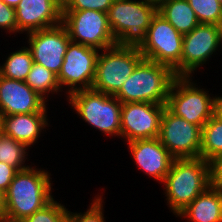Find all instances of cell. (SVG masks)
Wrapping results in <instances>:
<instances>
[{"instance_id": "cell-35", "label": "cell", "mask_w": 222, "mask_h": 222, "mask_svg": "<svg viewBox=\"0 0 222 222\" xmlns=\"http://www.w3.org/2000/svg\"><path fill=\"white\" fill-rule=\"evenodd\" d=\"M145 1L159 7L162 3L168 0H145Z\"/></svg>"}, {"instance_id": "cell-10", "label": "cell", "mask_w": 222, "mask_h": 222, "mask_svg": "<svg viewBox=\"0 0 222 222\" xmlns=\"http://www.w3.org/2000/svg\"><path fill=\"white\" fill-rule=\"evenodd\" d=\"M201 136V127L173 114L165 106L158 138L175 159L200 157Z\"/></svg>"}, {"instance_id": "cell-12", "label": "cell", "mask_w": 222, "mask_h": 222, "mask_svg": "<svg viewBox=\"0 0 222 222\" xmlns=\"http://www.w3.org/2000/svg\"><path fill=\"white\" fill-rule=\"evenodd\" d=\"M166 104L122 103L120 137L127 142L158 138Z\"/></svg>"}, {"instance_id": "cell-2", "label": "cell", "mask_w": 222, "mask_h": 222, "mask_svg": "<svg viewBox=\"0 0 222 222\" xmlns=\"http://www.w3.org/2000/svg\"><path fill=\"white\" fill-rule=\"evenodd\" d=\"M162 183L168 207L178 215L211 185L210 162L201 157L174 159Z\"/></svg>"}, {"instance_id": "cell-22", "label": "cell", "mask_w": 222, "mask_h": 222, "mask_svg": "<svg viewBox=\"0 0 222 222\" xmlns=\"http://www.w3.org/2000/svg\"><path fill=\"white\" fill-rule=\"evenodd\" d=\"M24 48V49H23ZM33 64V56L28 47L12 52L5 63L0 65V75L18 81L26 80Z\"/></svg>"}, {"instance_id": "cell-30", "label": "cell", "mask_w": 222, "mask_h": 222, "mask_svg": "<svg viewBox=\"0 0 222 222\" xmlns=\"http://www.w3.org/2000/svg\"><path fill=\"white\" fill-rule=\"evenodd\" d=\"M18 171L4 163V162H0V190L3 191L4 193L7 191L10 183L12 182L15 174Z\"/></svg>"}, {"instance_id": "cell-21", "label": "cell", "mask_w": 222, "mask_h": 222, "mask_svg": "<svg viewBox=\"0 0 222 222\" xmlns=\"http://www.w3.org/2000/svg\"><path fill=\"white\" fill-rule=\"evenodd\" d=\"M222 154V118L214 114L202 127L200 157L210 162Z\"/></svg>"}, {"instance_id": "cell-27", "label": "cell", "mask_w": 222, "mask_h": 222, "mask_svg": "<svg viewBox=\"0 0 222 222\" xmlns=\"http://www.w3.org/2000/svg\"><path fill=\"white\" fill-rule=\"evenodd\" d=\"M89 209L84 213L68 212L67 222H105L103 214V198L95 196Z\"/></svg>"}, {"instance_id": "cell-13", "label": "cell", "mask_w": 222, "mask_h": 222, "mask_svg": "<svg viewBox=\"0 0 222 222\" xmlns=\"http://www.w3.org/2000/svg\"><path fill=\"white\" fill-rule=\"evenodd\" d=\"M33 62L38 63L57 76L71 39L66 27L57 26L27 33Z\"/></svg>"}, {"instance_id": "cell-19", "label": "cell", "mask_w": 222, "mask_h": 222, "mask_svg": "<svg viewBox=\"0 0 222 222\" xmlns=\"http://www.w3.org/2000/svg\"><path fill=\"white\" fill-rule=\"evenodd\" d=\"M190 222H222V193L210 185L198 195L180 214Z\"/></svg>"}, {"instance_id": "cell-4", "label": "cell", "mask_w": 222, "mask_h": 222, "mask_svg": "<svg viewBox=\"0 0 222 222\" xmlns=\"http://www.w3.org/2000/svg\"><path fill=\"white\" fill-rule=\"evenodd\" d=\"M158 7L145 0H113L107 13L117 46L140 48Z\"/></svg>"}, {"instance_id": "cell-29", "label": "cell", "mask_w": 222, "mask_h": 222, "mask_svg": "<svg viewBox=\"0 0 222 222\" xmlns=\"http://www.w3.org/2000/svg\"><path fill=\"white\" fill-rule=\"evenodd\" d=\"M0 28L9 33H18L15 8L0 0Z\"/></svg>"}, {"instance_id": "cell-17", "label": "cell", "mask_w": 222, "mask_h": 222, "mask_svg": "<svg viewBox=\"0 0 222 222\" xmlns=\"http://www.w3.org/2000/svg\"><path fill=\"white\" fill-rule=\"evenodd\" d=\"M127 144L140 170L162 183L175 158L161 144L159 138L135 140Z\"/></svg>"}, {"instance_id": "cell-24", "label": "cell", "mask_w": 222, "mask_h": 222, "mask_svg": "<svg viewBox=\"0 0 222 222\" xmlns=\"http://www.w3.org/2000/svg\"><path fill=\"white\" fill-rule=\"evenodd\" d=\"M27 149L25 144L3 134L0 137V162L14 167L17 171L25 170L29 167L23 165L27 159Z\"/></svg>"}, {"instance_id": "cell-15", "label": "cell", "mask_w": 222, "mask_h": 222, "mask_svg": "<svg viewBox=\"0 0 222 222\" xmlns=\"http://www.w3.org/2000/svg\"><path fill=\"white\" fill-rule=\"evenodd\" d=\"M46 100L26 82L0 75V115L47 112Z\"/></svg>"}, {"instance_id": "cell-16", "label": "cell", "mask_w": 222, "mask_h": 222, "mask_svg": "<svg viewBox=\"0 0 222 222\" xmlns=\"http://www.w3.org/2000/svg\"><path fill=\"white\" fill-rule=\"evenodd\" d=\"M18 33H30L62 23V0H20L15 8Z\"/></svg>"}, {"instance_id": "cell-38", "label": "cell", "mask_w": 222, "mask_h": 222, "mask_svg": "<svg viewBox=\"0 0 222 222\" xmlns=\"http://www.w3.org/2000/svg\"><path fill=\"white\" fill-rule=\"evenodd\" d=\"M0 222H18V221H10L4 218H0Z\"/></svg>"}, {"instance_id": "cell-25", "label": "cell", "mask_w": 222, "mask_h": 222, "mask_svg": "<svg viewBox=\"0 0 222 222\" xmlns=\"http://www.w3.org/2000/svg\"><path fill=\"white\" fill-rule=\"evenodd\" d=\"M200 24L220 25L222 23L221 0H188Z\"/></svg>"}, {"instance_id": "cell-7", "label": "cell", "mask_w": 222, "mask_h": 222, "mask_svg": "<svg viewBox=\"0 0 222 222\" xmlns=\"http://www.w3.org/2000/svg\"><path fill=\"white\" fill-rule=\"evenodd\" d=\"M190 76H177L169 90L166 107L186 121L203 127L215 114V97L196 87Z\"/></svg>"}, {"instance_id": "cell-14", "label": "cell", "mask_w": 222, "mask_h": 222, "mask_svg": "<svg viewBox=\"0 0 222 222\" xmlns=\"http://www.w3.org/2000/svg\"><path fill=\"white\" fill-rule=\"evenodd\" d=\"M220 46L219 25L198 24L183 35L181 76H191Z\"/></svg>"}, {"instance_id": "cell-36", "label": "cell", "mask_w": 222, "mask_h": 222, "mask_svg": "<svg viewBox=\"0 0 222 222\" xmlns=\"http://www.w3.org/2000/svg\"><path fill=\"white\" fill-rule=\"evenodd\" d=\"M219 40H220V46L222 44V23L219 25Z\"/></svg>"}, {"instance_id": "cell-39", "label": "cell", "mask_w": 222, "mask_h": 222, "mask_svg": "<svg viewBox=\"0 0 222 222\" xmlns=\"http://www.w3.org/2000/svg\"><path fill=\"white\" fill-rule=\"evenodd\" d=\"M218 188L220 189V191L222 193V183L218 186Z\"/></svg>"}, {"instance_id": "cell-37", "label": "cell", "mask_w": 222, "mask_h": 222, "mask_svg": "<svg viewBox=\"0 0 222 222\" xmlns=\"http://www.w3.org/2000/svg\"><path fill=\"white\" fill-rule=\"evenodd\" d=\"M3 135V120L2 116L0 115V137Z\"/></svg>"}, {"instance_id": "cell-5", "label": "cell", "mask_w": 222, "mask_h": 222, "mask_svg": "<svg viewBox=\"0 0 222 222\" xmlns=\"http://www.w3.org/2000/svg\"><path fill=\"white\" fill-rule=\"evenodd\" d=\"M66 97L83 121L106 135L120 136L122 103L115 96L91 88Z\"/></svg>"}, {"instance_id": "cell-31", "label": "cell", "mask_w": 222, "mask_h": 222, "mask_svg": "<svg viewBox=\"0 0 222 222\" xmlns=\"http://www.w3.org/2000/svg\"><path fill=\"white\" fill-rule=\"evenodd\" d=\"M211 185L219 186L222 183V154L210 161Z\"/></svg>"}, {"instance_id": "cell-8", "label": "cell", "mask_w": 222, "mask_h": 222, "mask_svg": "<svg viewBox=\"0 0 222 222\" xmlns=\"http://www.w3.org/2000/svg\"><path fill=\"white\" fill-rule=\"evenodd\" d=\"M182 44L183 35L157 12L139 49L144 58L166 65L181 76Z\"/></svg>"}, {"instance_id": "cell-3", "label": "cell", "mask_w": 222, "mask_h": 222, "mask_svg": "<svg viewBox=\"0 0 222 222\" xmlns=\"http://www.w3.org/2000/svg\"><path fill=\"white\" fill-rule=\"evenodd\" d=\"M176 77L170 67L143 58L115 97L121 103L166 104L170 87Z\"/></svg>"}, {"instance_id": "cell-1", "label": "cell", "mask_w": 222, "mask_h": 222, "mask_svg": "<svg viewBox=\"0 0 222 222\" xmlns=\"http://www.w3.org/2000/svg\"><path fill=\"white\" fill-rule=\"evenodd\" d=\"M51 177L48 171L28 167L18 171L5 192L3 218L21 222L45 207L54 198L51 195Z\"/></svg>"}, {"instance_id": "cell-9", "label": "cell", "mask_w": 222, "mask_h": 222, "mask_svg": "<svg viewBox=\"0 0 222 222\" xmlns=\"http://www.w3.org/2000/svg\"><path fill=\"white\" fill-rule=\"evenodd\" d=\"M62 24L71 42L104 50L116 45L108 15L95 10H62Z\"/></svg>"}, {"instance_id": "cell-18", "label": "cell", "mask_w": 222, "mask_h": 222, "mask_svg": "<svg viewBox=\"0 0 222 222\" xmlns=\"http://www.w3.org/2000/svg\"><path fill=\"white\" fill-rule=\"evenodd\" d=\"M47 112L2 116L3 134L25 144L28 148L38 140L48 124Z\"/></svg>"}, {"instance_id": "cell-33", "label": "cell", "mask_w": 222, "mask_h": 222, "mask_svg": "<svg viewBox=\"0 0 222 222\" xmlns=\"http://www.w3.org/2000/svg\"><path fill=\"white\" fill-rule=\"evenodd\" d=\"M5 209V193L0 190V218H3Z\"/></svg>"}, {"instance_id": "cell-34", "label": "cell", "mask_w": 222, "mask_h": 222, "mask_svg": "<svg viewBox=\"0 0 222 222\" xmlns=\"http://www.w3.org/2000/svg\"><path fill=\"white\" fill-rule=\"evenodd\" d=\"M6 5H9L12 8H16L20 0H2Z\"/></svg>"}, {"instance_id": "cell-20", "label": "cell", "mask_w": 222, "mask_h": 222, "mask_svg": "<svg viewBox=\"0 0 222 222\" xmlns=\"http://www.w3.org/2000/svg\"><path fill=\"white\" fill-rule=\"evenodd\" d=\"M158 13L182 35L200 24L188 0H168L158 7Z\"/></svg>"}, {"instance_id": "cell-11", "label": "cell", "mask_w": 222, "mask_h": 222, "mask_svg": "<svg viewBox=\"0 0 222 222\" xmlns=\"http://www.w3.org/2000/svg\"><path fill=\"white\" fill-rule=\"evenodd\" d=\"M99 52L96 48L70 42L57 76L60 88L67 86L68 95L79 90L91 89Z\"/></svg>"}, {"instance_id": "cell-32", "label": "cell", "mask_w": 222, "mask_h": 222, "mask_svg": "<svg viewBox=\"0 0 222 222\" xmlns=\"http://www.w3.org/2000/svg\"><path fill=\"white\" fill-rule=\"evenodd\" d=\"M215 114L222 118V97L215 96Z\"/></svg>"}, {"instance_id": "cell-23", "label": "cell", "mask_w": 222, "mask_h": 222, "mask_svg": "<svg viewBox=\"0 0 222 222\" xmlns=\"http://www.w3.org/2000/svg\"><path fill=\"white\" fill-rule=\"evenodd\" d=\"M25 82L46 101V96L50 94V92H56V94L58 91L62 92L57 80V75L35 62H33Z\"/></svg>"}, {"instance_id": "cell-28", "label": "cell", "mask_w": 222, "mask_h": 222, "mask_svg": "<svg viewBox=\"0 0 222 222\" xmlns=\"http://www.w3.org/2000/svg\"><path fill=\"white\" fill-rule=\"evenodd\" d=\"M113 0H62V10H95L108 13Z\"/></svg>"}, {"instance_id": "cell-6", "label": "cell", "mask_w": 222, "mask_h": 222, "mask_svg": "<svg viewBox=\"0 0 222 222\" xmlns=\"http://www.w3.org/2000/svg\"><path fill=\"white\" fill-rule=\"evenodd\" d=\"M143 58L136 47L115 45L102 50L97 59L92 89L115 96Z\"/></svg>"}, {"instance_id": "cell-26", "label": "cell", "mask_w": 222, "mask_h": 222, "mask_svg": "<svg viewBox=\"0 0 222 222\" xmlns=\"http://www.w3.org/2000/svg\"><path fill=\"white\" fill-rule=\"evenodd\" d=\"M68 210L61 203L53 199L42 209L25 217L21 222H67Z\"/></svg>"}]
</instances>
